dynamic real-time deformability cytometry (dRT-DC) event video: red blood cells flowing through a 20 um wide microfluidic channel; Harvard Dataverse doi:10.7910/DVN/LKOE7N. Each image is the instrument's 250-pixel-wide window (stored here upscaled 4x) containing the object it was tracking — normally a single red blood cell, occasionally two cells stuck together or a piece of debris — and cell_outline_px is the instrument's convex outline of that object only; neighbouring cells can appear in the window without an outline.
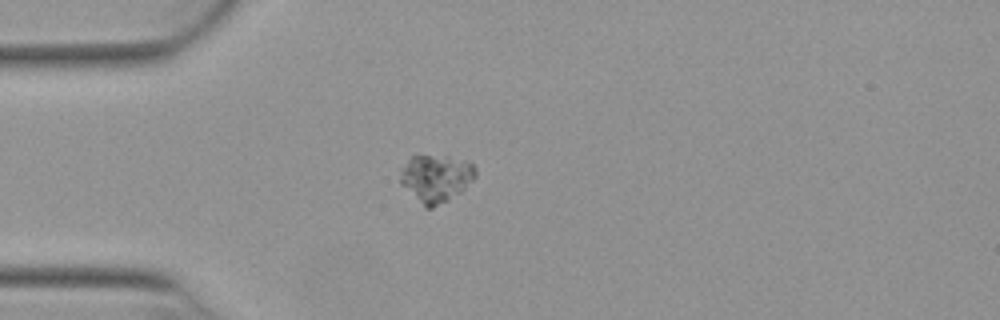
{"species": "Egyptian fruit bat (a non-hibernating species)", "species_latin": "Rousettus aegyptiacus", "temperature_condition": "warm", "stored_images_in_passage": 32, "camera_frame_rate_fps": 3000, "um_per_image_px": 0.085, "animal": {"sex": "female"}, "frame": {"image": 1, "passage_image": 1, "time_ms": 0.0, "image_size_px": [1000, 320], "cell_outline_px": [[476, 176], [460, 192], [448, 200], [432, 208], [424, 208], [400, 184], [400, 168], [412, 156], [448, 156], [472, 164], [476, 168]], "centroid_in_image_um": [37.01, 15.17], "position_along_channel_um": 48.0, "area_um2": 20.69}}
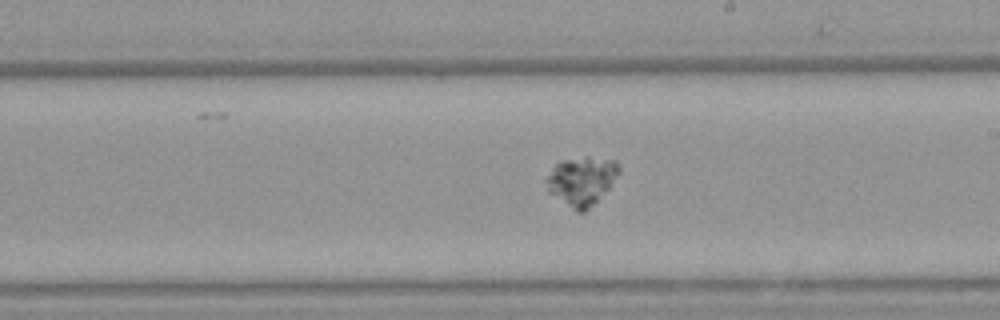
{"frame": {"image": 2, "passage_image": 17, "time_ms": 5.333, "image_size_px": [1000, 320], "cell_outline_px": [[620, 172], [612, 184], [584, 212], [576, 212], [548, 192], [544, 180], [552, 168], [560, 160], [584, 156], [588, 156], [616, 160], [620, 168]], "centroid_in_image_um": [49.41, 15.34], "position_along_channel_um": 239.6, "area_um2": 20.69}}
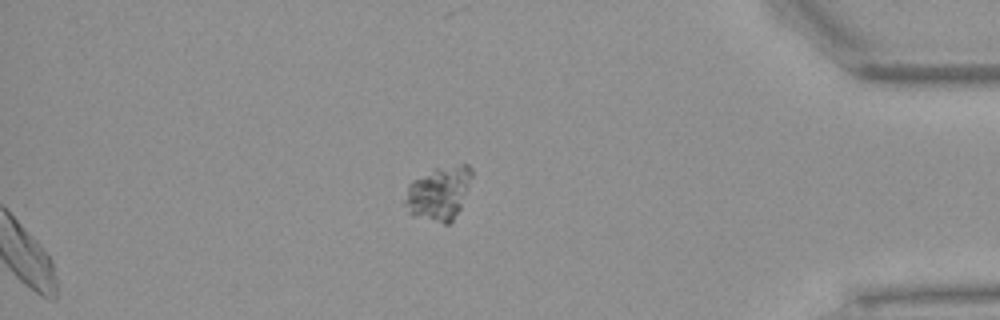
{"frame": {"image": 3, "passage_image": 32, "time_ms": 10.333, "image_size_px": [1000, 320], "cell_outline_px": [[472, 176], [460, 208], [452, 220], [448, 224], [444, 224], [412, 216], [408, 212], [404, 204], [404, 200], [408, 184], [412, 180], [436, 168], [460, 164], [468, 164], [472, 168]], "centroid_in_image_um": [37.27, 16.42], "position_along_channel_um": 397.9, "area_um2": 20.92}}